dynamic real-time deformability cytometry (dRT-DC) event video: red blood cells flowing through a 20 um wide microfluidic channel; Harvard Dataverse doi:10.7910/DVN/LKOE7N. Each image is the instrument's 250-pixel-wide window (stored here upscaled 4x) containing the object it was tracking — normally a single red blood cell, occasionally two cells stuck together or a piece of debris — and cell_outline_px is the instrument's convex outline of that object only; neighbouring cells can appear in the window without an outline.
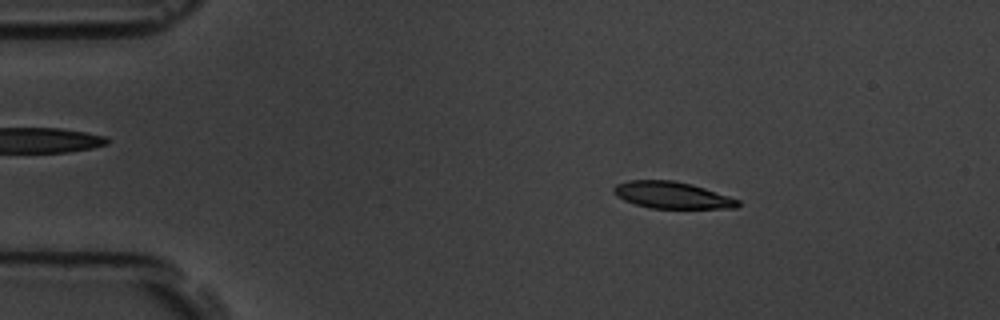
{"species": "common noctule bat (a hibernating species)", "species_latin": "Nyctalus noctula", "temperature_condition": "room temperature", "stored_images_in_passage": 4, "camera_frame_rate_fps": 3000, "um_per_image_px": 0.085, "animal": {"sex": "male", "body_mass_g": 19.5, "forearm_length_mm": 54.6}, "frame": {"image": 1, "passage_image": 2, "time_ms": 2.0, "image_size_px": [1000, 320], "cell_outline_px": [[740, 204], [736, 208], [648, 208], [624, 200], [616, 196], [612, 192], [612, 188], [616, 184], [628, 180], [672, 180], [692, 184], [740, 200]], "centroid_in_image_um": [57.08, 16.58], "position_along_channel_um": 27.9, "area_um2": 19.36}}